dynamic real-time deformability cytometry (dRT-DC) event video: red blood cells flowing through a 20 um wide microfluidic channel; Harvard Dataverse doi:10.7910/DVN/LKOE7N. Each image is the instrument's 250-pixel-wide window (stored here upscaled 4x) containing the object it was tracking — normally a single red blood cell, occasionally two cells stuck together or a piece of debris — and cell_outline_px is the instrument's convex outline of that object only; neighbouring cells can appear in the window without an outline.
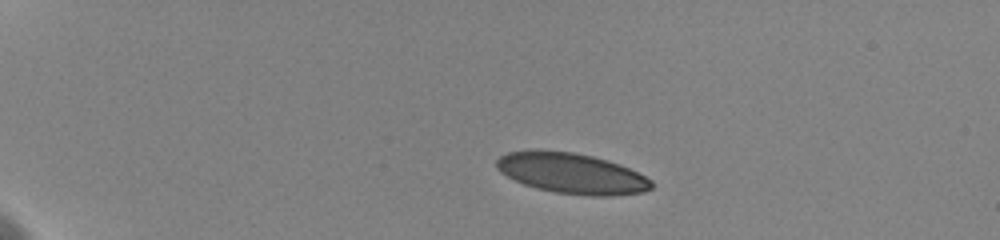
{"species": "human", "species_latin": "Homo sapiens", "temperature_condition": "cold", "stored_images_in_passage": 4, "camera_frame_rate_fps": 3000, "um_per_image_px": 0.085, "donor": {"sex": "female"}, "frame": {"image": 1, "passage_image": 1, "time_ms": 0.0, "image_size_px": [1000, 240], "cell_outline_px": [[652, 188], [644, 192], [612, 196], [588, 196], [556, 192], [536, 188], [524, 184], [500, 172], [496, 168], [496, 160], [500, 156], [508, 152], [536, 148], [572, 152], [592, 156], [608, 160], [620, 164], [652, 180]], "centroid_in_image_um": [48.57, 14.72], "position_along_channel_um": 36.4, "area_um2": 36.88}}
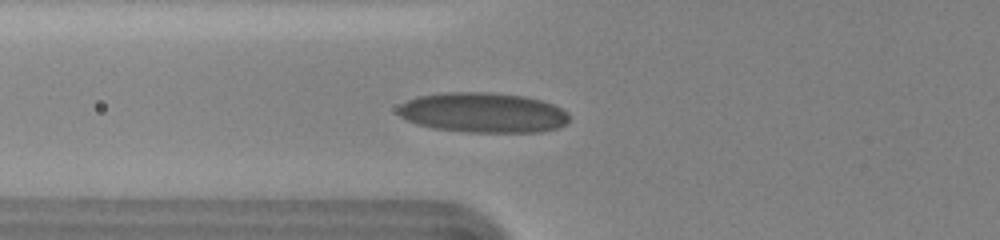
{"frame": {"image": 2, "passage_image": 4, "time_ms": 3.667, "image_size_px": [1000, 240], "cell_outline_px": [[568, 124], [560, 128], [540, 132], [468, 132], [432, 128], [416, 124], [400, 116], [396, 112], [396, 108], [400, 104], [416, 96], [444, 92], [492, 92], [524, 96], [540, 100], [552, 104], [568, 112]], "centroid_in_image_um": [41.04, 9.57], "position_along_channel_um": 84.8, "area_um2": 40.34}}